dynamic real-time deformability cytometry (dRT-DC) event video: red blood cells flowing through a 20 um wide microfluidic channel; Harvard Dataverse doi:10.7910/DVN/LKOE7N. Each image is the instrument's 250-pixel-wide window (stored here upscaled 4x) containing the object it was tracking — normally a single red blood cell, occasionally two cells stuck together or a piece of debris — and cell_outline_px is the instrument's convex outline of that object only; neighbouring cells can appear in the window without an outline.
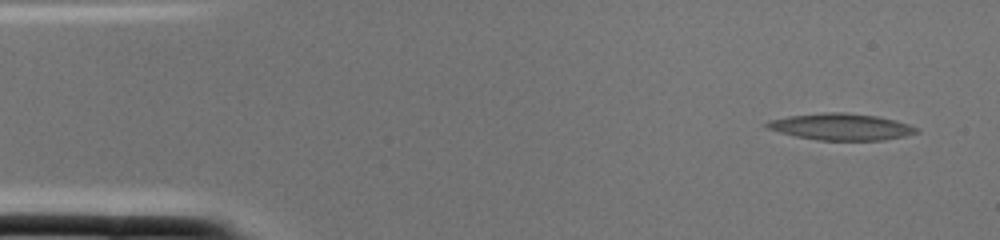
{"species": "common noctule bat (a hibernating species)", "species_latin": "Nyctalus noctula", "temperature_condition": "cold", "stored_images_in_passage": 2, "camera_frame_rate_fps": 3000, "um_per_image_px": 0.085, "animal": {"sex": "female", "body_mass_g": 22.0, "forearm_length_mm": 56.7}, "frame": {"image": 1, "passage_image": 1, "time_ms": 0.0, "image_size_px": [1000, 240], "cell_outline_px": [[920, 132], [904, 136], [884, 140], [816, 140], [796, 136], [780, 132], [768, 128], [764, 124], [768, 120], [788, 116], [824, 112], [844, 112], [876, 116], [896, 120], [920, 128]], "centroid_in_image_um": [71.51, 10.77], "position_along_channel_um": 13.5, "area_um2": 23.24}}
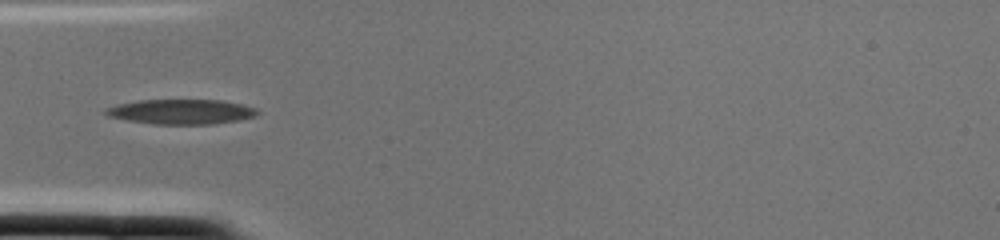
{"frame": {"image": 2, "passage_image": 2, "time_ms": 0.333, "image_size_px": [1000, 240], "cell_outline_px": [[260, 112], [256, 116], [240, 120], [212, 124], [152, 124], [128, 120], [108, 116], [104, 112], [104, 108], [116, 104], [140, 100], [220, 100], [240, 104], [256, 108]], "centroid_in_image_um": [15.4, 9.5], "position_along_channel_um": 69.6, "area_um2": 22.02}}